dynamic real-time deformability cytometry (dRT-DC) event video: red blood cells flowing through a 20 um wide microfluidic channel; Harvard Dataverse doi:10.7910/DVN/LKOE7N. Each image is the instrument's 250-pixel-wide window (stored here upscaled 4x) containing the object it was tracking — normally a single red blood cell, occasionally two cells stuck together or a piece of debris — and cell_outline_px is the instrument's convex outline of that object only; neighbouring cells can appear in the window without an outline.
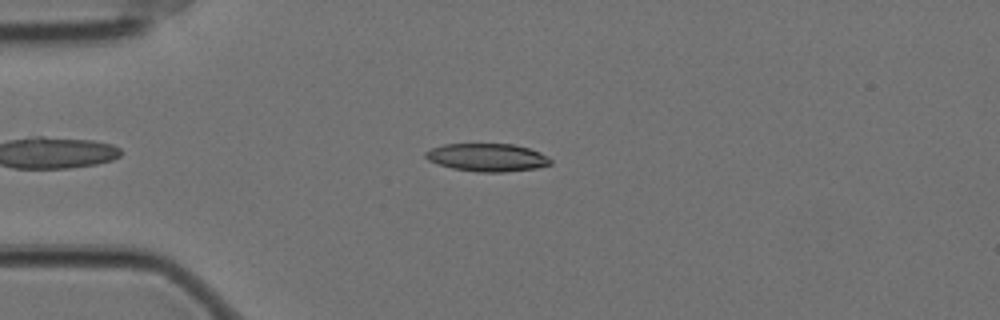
{"species": "Egyptian fruit bat (a non-hibernating species)", "species_latin": "Rousettus aegyptiacus", "temperature_condition": "cold", "stored_images_in_passage": 22, "camera_frame_rate_fps": 3000, "um_per_image_px": 0.085, "animal": {"sex": "female"}, "frame": {"image": 1, "passage_image": 8, "time_ms": 2.333, "image_size_px": [1000, 320], "cell_outline_px": [[552, 164], [536, 168], [504, 172], [476, 172], [452, 168], [428, 160], [424, 156], [424, 152], [432, 148], [444, 144], [512, 144], [528, 148], [540, 152], [548, 156], [552, 160]], "centroid_in_image_um": [41.43, 13.38], "position_along_channel_um": 43.6, "area_um2": 20.35}}
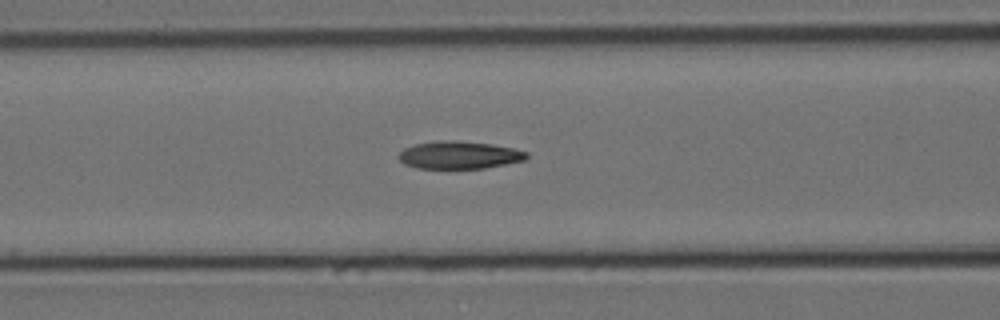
{"frame": {"image": 2, "passage_image": 17, "time_ms": 5.333, "image_size_px": [1000, 320], "cell_outline_px": [[528, 156], [524, 160], [484, 168], [416, 168], [404, 164], [400, 160], [400, 152], [404, 148], [416, 144], [436, 140], [456, 140], [492, 144], [516, 148], [528, 152]], "centroid_in_image_um": [39.05, 13.16], "position_along_channel_um": 127.6, "area_um2": 20.58}}
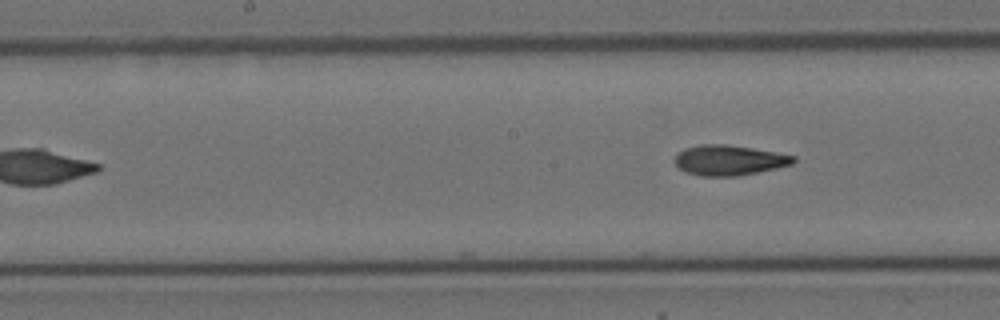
{"frame": {"image": 3, "passage_image": 22, "time_ms": 7.0, "image_size_px": [1000, 320], "cell_outline_px": [[796, 160], [792, 164], [776, 168], [736, 176], [700, 176], [684, 172], [672, 160], [676, 152], [684, 148], [700, 144], [724, 144], [752, 148], [776, 152], [796, 156]], "centroid_in_image_um": [61.91, 13.61], "position_along_channel_um": 186.3, "area_um2": 21.04}}